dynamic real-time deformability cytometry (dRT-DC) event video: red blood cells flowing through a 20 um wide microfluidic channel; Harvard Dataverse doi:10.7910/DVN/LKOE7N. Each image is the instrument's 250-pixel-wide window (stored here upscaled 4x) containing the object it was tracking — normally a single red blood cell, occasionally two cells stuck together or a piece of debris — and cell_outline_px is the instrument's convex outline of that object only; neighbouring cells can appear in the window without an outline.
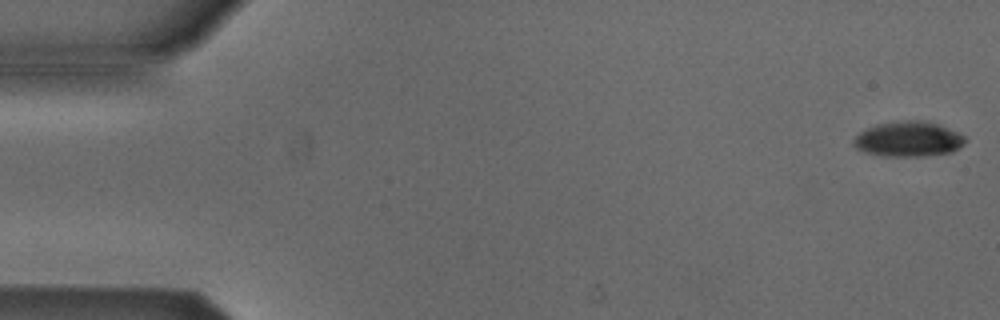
{"species": "Egyptian fruit bat (a non-hibernating species)", "species_latin": "Rousettus aegyptiacus", "temperature_condition": "cold", "stored_images_in_passage": 5, "camera_frame_rate_fps": 3000, "um_per_image_px": 0.085, "animal": {"sex": "male"}, "frame": {"image": 1, "passage_image": 1, "time_ms": 0.0, "image_size_px": [1000, 320], "cell_outline_px": [[964, 144], [952, 152], [920, 156], [884, 156], [864, 152], [856, 148], [852, 144], [852, 140], [860, 132], [876, 124], [900, 120], [928, 120], [940, 124], [964, 136]], "centroid_in_image_um": [77.19, 11.81], "position_along_channel_um": 7.8, "area_um2": 22.95}}
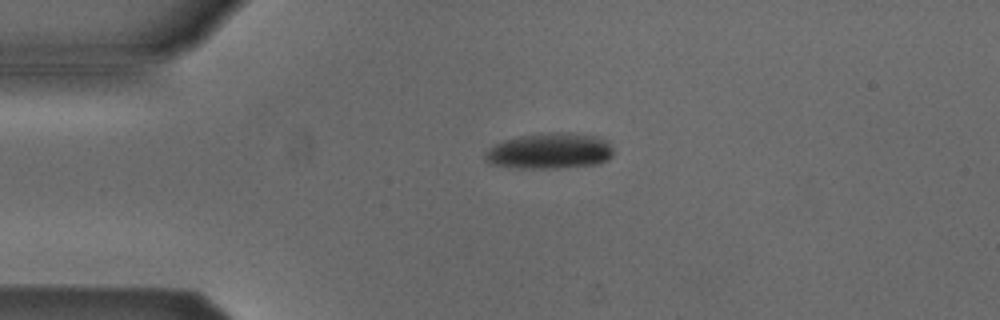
{"frame": {"image": 2, "passage_image": 4, "time_ms": 3.667, "image_size_px": [1000, 320], "cell_outline_px": [[612, 156], [608, 160], [596, 164], [552, 168], [520, 168], [488, 164], [484, 160], [484, 152], [488, 148], [504, 140], [520, 136], [552, 132], [572, 132], [600, 136], [608, 140], [612, 148]], "centroid_in_image_um": [46.73, 12.82], "position_along_channel_um": 38.3, "area_um2": 27.05}}